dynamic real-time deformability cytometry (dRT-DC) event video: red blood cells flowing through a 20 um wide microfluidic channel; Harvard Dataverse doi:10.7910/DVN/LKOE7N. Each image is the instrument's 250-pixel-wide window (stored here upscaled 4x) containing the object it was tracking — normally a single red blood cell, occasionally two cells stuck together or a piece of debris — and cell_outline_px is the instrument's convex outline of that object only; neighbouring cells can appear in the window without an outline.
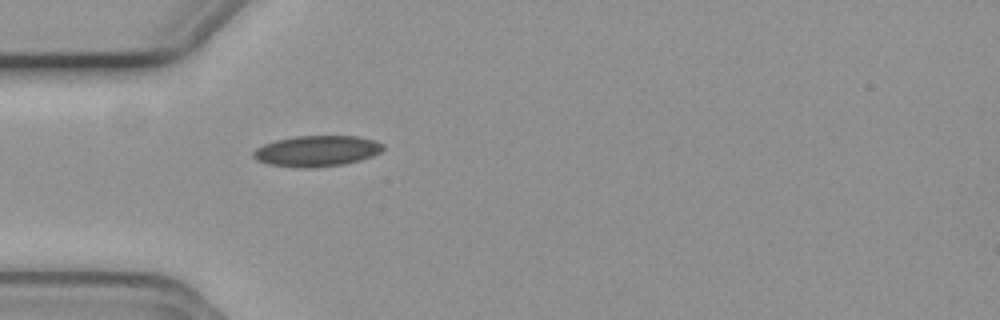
{"species": "common noctule bat (a hibernating species)", "species_latin": "Nyctalus noctula", "temperature_condition": "cold", "stored_images_in_passage": 40, "camera_frame_rate_fps": 3000, "um_per_image_px": 0.085, "animal": {"sex": "female", "body_mass_g": 19.3, "forearm_length_mm": 54.1}, "frame": {"image": 1, "passage_image": 1, "time_ms": 0.0, "image_size_px": [1000, 320], "cell_outline_px": [[384, 148], [380, 152], [372, 156], [360, 160], [344, 164], [308, 168], [300, 168], [268, 164], [256, 160], [252, 156], [252, 152], [256, 148], [264, 144], [276, 140], [296, 136], [356, 136], [376, 140], [384, 144]], "centroid_in_image_um": [26.92, 12.83], "position_along_channel_um": 58.1, "area_um2": 23.41}}
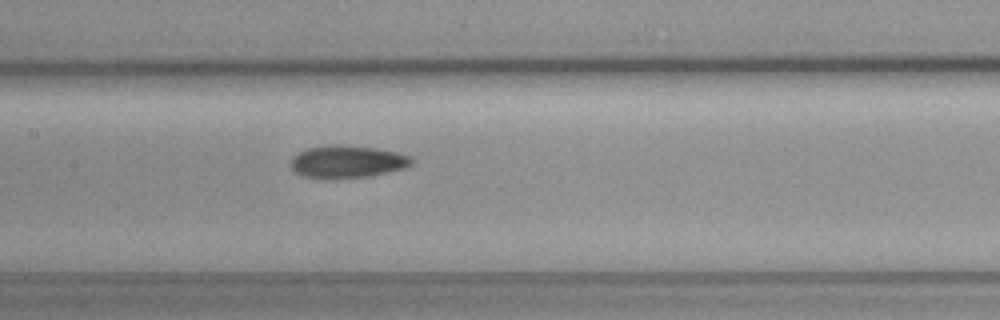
{"frame": {"image": 2, "passage_image": 11, "time_ms": 3.333, "image_size_px": [1000, 320], "cell_outline_px": [[412, 164], [404, 168], [368, 176], [304, 176], [296, 172], [292, 168], [292, 156], [308, 148], [328, 144], [336, 144], [376, 148], [396, 152], [412, 156]], "centroid_in_image_um": [29.55, 13.69], "position_along_channel_um": 177.8, "area_um2": 22.02}}
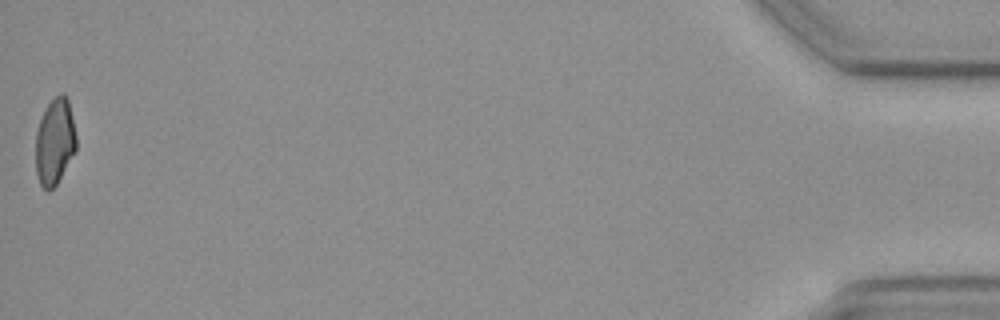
{"frame": {"image": 3, "passage_image": 40, "time_ms": 13.0, "image_size_px": [1000, 320], "cell_outline_px": [[76, 148], [56, 184], [48, 192], [40, 184], [36, 172], [36, 132], [40, 120], [48, 104], [60, 92], [64, 92], [68, 100], [72, 116], [76, 136]], "centroid_in_image_um": [4.65, 12.02], "position_along_channel_um": 430.6, "area_um2": 20.06}, "authors_computed_cell_mechanics": {"area_um2": 21.9351, "velocity_mm_per_s": 3.7073, "shape_relaxation_time_tau1_ms": 4.453, "shape_relaxation_time_tau2_ms": 8.424, "deformation_change_tau1": 0.0965, "deformation_change_tau2": 0.1446}}